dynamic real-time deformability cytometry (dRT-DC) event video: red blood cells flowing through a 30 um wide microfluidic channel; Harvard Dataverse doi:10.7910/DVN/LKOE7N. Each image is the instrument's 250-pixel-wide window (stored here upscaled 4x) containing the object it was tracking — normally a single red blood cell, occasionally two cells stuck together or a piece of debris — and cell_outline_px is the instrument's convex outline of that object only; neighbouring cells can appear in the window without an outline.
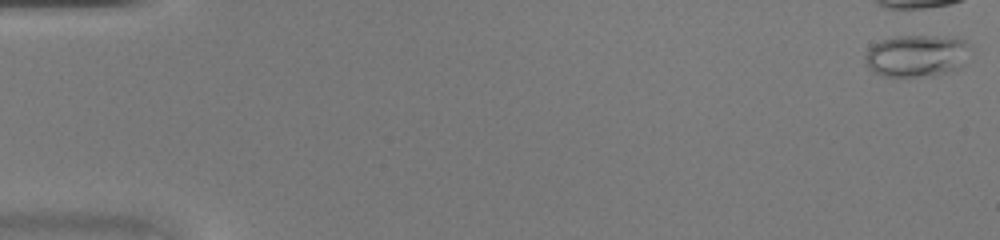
{"species": "common noctule bat (a hibernating species)", "species_latin": "Nyctalus noctula", "temperature_condition": "warm", "stored_images_in_passage": 4, "camera_frame_rate_fps": 3000, "um_per_image_px": 0.085, "animal": {"sex": "female", "body_mass_g": 20.0, "forearm_length_mm": 54.0}, "frame": {"image": 1, "passage_image": 1, "time_ms": 0.0, "image_size_px": [1000, 240], "cell_outline_px": [[968, 44], [964, 64], [960, 68], [948, 72], [932, 76], [884, 76], [872, 72], [868, 68], [864, 60], [864, 56], [868, 48], [872, 44], [880, 40], [896, 36], [936, 36], [964, 40]], "centroid_in_image_um": [77.84, 4.75], "position_along_channel_um": 7.2, "area_um2": 25.78}}